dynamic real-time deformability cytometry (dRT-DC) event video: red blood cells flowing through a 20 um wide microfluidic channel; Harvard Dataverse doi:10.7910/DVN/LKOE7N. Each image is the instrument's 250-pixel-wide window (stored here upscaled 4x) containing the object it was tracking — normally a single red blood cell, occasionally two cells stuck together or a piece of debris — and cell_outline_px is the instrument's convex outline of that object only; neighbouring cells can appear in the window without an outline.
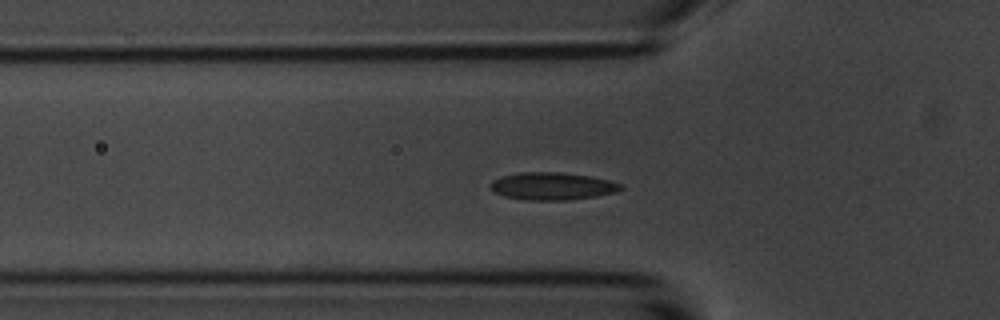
{"species": "common noctule bat (a hibernating species)", "species_latin": "Nyctalus noctula", "temperature_condition": "room temperature", "stored_images_in_passage": 55, "camera_frame_rate_fps": 3000, "um_per_image_px": 0.085, "animal": {"sex": "male", "body_mass_g": 20.1, "forearm_length_mm": 53.5}, "frame": {"image": 1, "passage_image": 16, "time_ms": 5.0, "image_size_px": [1000, 320], "cell_outline_px": [[624, 188], [616, 192], [596, 196], [568, 200], [524, 200], [504, 196], [496, 192], [488, 184], [492, 180], [500, 176], [520, 172], [560, 172], [588, 176], [608, 180], [620, 184]], "centroid_in_image_um": [46.91, 15.82], "position_along_channel_um": 78.9, "area_um2": 20.87}}
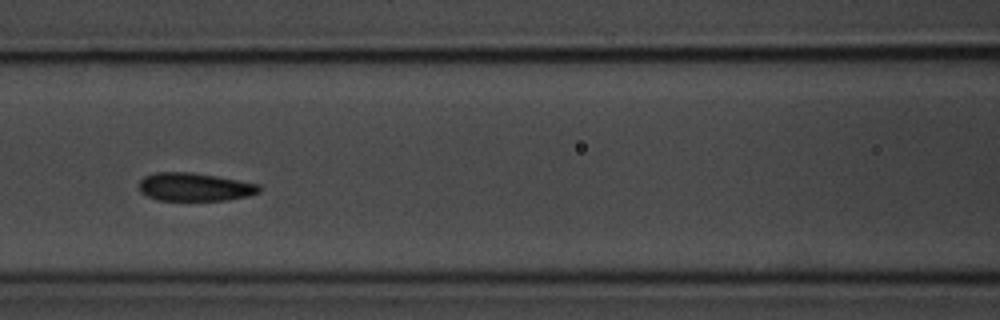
{"frame": {"image": 2, "passage_image": 22, "time_ms": 7.0, "image_size_px": [1000, 320], "cell_outline_px": [[264, 188], [260, 192], [248, 196], [228, 200], [156, 200], [140, 192], [140, 180], [144, 176], [156, 172], [192, 172], [216, 176], [260, 184]], "centroid_in_image_um": [16.58, 15.89], "position_along_channel_um": 150.0, "area_um2": 19.88}}
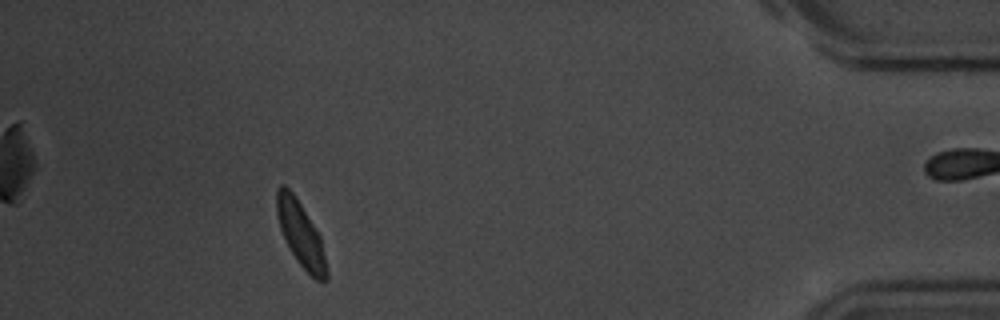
{"frame": {"image": 3, "passage_image": 49, "time_ms": 16.0, "image_size_px": [1000, 320], "cell_outline_px": [[328, 280], [316, 280], [296, 260], [288, 248], [284, 240], [280, 228], [276, 212], [276, 188], [280, 184], [284, 184], [296, 196], [320, 236], [328, 272]], "centroid_in_image_um": [25.53, 19.87], "position_along_channel_um": 409.7, "area_um2": 18.84}, "authors_computed_cell_mechanics": {"area_um2": 19.9988, "velocity_mm_per_s": 3.5212, "shape_relaxation_time_tau1_ms": 2.668, "shape_relaxation_time_tau2_ms": 1.6477, "deformation_change_tau1": 0.0803, "deformation_change_tau2": 0.0499}}